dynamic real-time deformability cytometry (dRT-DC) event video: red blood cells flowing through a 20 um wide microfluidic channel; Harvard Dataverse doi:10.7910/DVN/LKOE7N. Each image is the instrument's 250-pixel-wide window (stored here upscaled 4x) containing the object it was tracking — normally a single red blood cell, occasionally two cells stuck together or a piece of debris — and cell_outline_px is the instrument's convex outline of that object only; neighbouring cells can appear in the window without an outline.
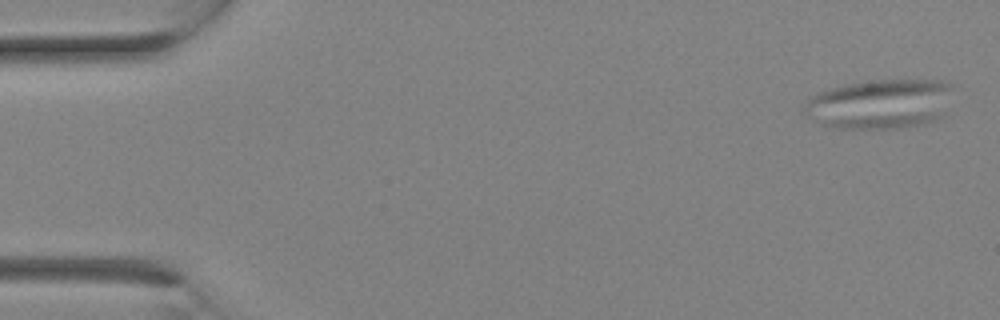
{"species": "Egyptian fruit bat (a non-hibernating species)", "species_latin": "Rousettus aegyptiacus", "temperature_condition": "room temperature", "stored_images_in_passage": 6, "camera_frame_rate_fps": 3000, "um_per_image_px": 0.085, "animal": {"sex": "female"}, "frame": {"image": 1, "passage_image": 1, "time_ms": 0.0, "image_size_px": [1000, 320], "cell_outline_px": [[956, 84], [944, 116], [936, 120], [924, 124], [900, 128], [836, 128], [820, 124], [804, 116], [804, 104], [816, 92], [848, 84], [876, 80], [948, 80]], "centroid_in_image_um": [74.87, 8.83], "position_along_channel_um": 10.1, "area_um2": 43.75}}